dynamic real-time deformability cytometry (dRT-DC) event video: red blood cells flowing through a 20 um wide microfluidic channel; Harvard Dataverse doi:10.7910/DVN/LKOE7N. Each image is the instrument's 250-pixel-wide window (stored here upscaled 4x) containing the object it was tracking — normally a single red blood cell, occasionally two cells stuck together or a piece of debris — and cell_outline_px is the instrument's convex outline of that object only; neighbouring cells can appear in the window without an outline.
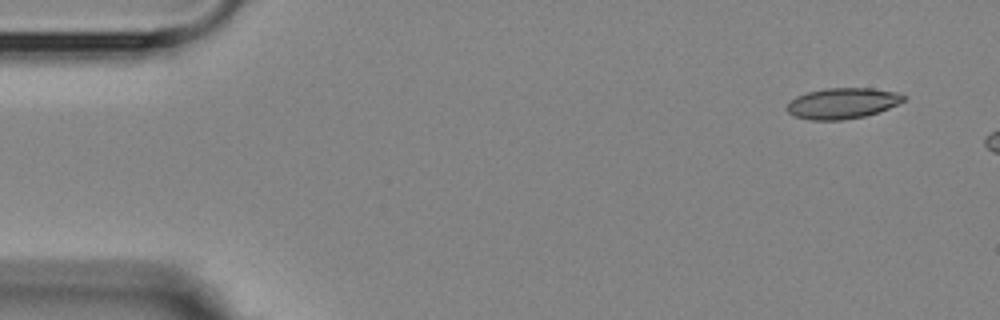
{"species": "Egyptian fruit bat (a non-hibernating species)", "species_latin": "Rousettus aegyptiacus", "temperature_condition": "room temperature", "stored_images_in_passage": 3, "camera_frame_rate_fps": 3000, "um_per_image_px": 0.085, "animal": {"sex": "female"}, "frame": {"image": 1, "passage_image": 1, "time_ms": 0.0, "image_size_px": [1000, 320], "cell_outline_px": [[908, 96], [904, 100], [888, 108], [864, 116], [840, 120], [812, 120], [796, 116], [788, 112], [784, 108], [796, 96], [808, 92], [824, 88], [872, 88], [896, 92]], "centroid_in_image_um": [71.59, 8.77], "position_along_channel_um": 13.4, "area_um2": 20.75}}